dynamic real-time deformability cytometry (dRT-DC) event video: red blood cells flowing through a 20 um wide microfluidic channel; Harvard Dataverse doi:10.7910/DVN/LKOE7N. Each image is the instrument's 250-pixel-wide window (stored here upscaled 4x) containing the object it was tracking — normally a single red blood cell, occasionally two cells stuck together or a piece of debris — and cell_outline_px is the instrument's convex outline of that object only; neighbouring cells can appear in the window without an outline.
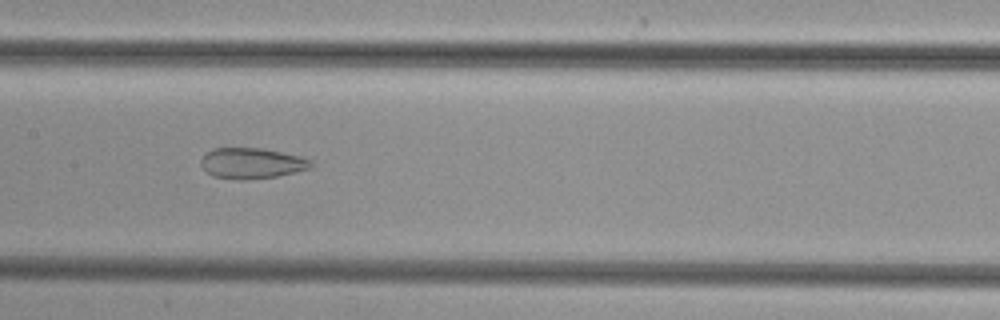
{"species": "common noctule bat (a hibernating species)", "species_latin": "Nyctalus noctula", "temperature_condition": "cold", "stored_images_in_passage": 34, "camera_frame_rate_fps": 3000, "um_per_image_px": 0.085, "animal": {"sex": "female", "body_mass_g": 29.2, "forearm_length_mm": 56.3}, "frame": {"image": 1, "passage_image": 16, "time_ms": 5.0, "image_size_px": [1000, 320], "cell_outline_px": [[316, 164], [312, 168], [296, 172], [276, 176], [248, 180], [236, 180], [212, 176], [200, 164], [200, 160], [212, 148], [264, 148], [304, 156], [312, 160]], "centroid_in_image_um": [21.48, 13.87], "position_along_channel_um": 185.9, "area_um2": 20.11}}
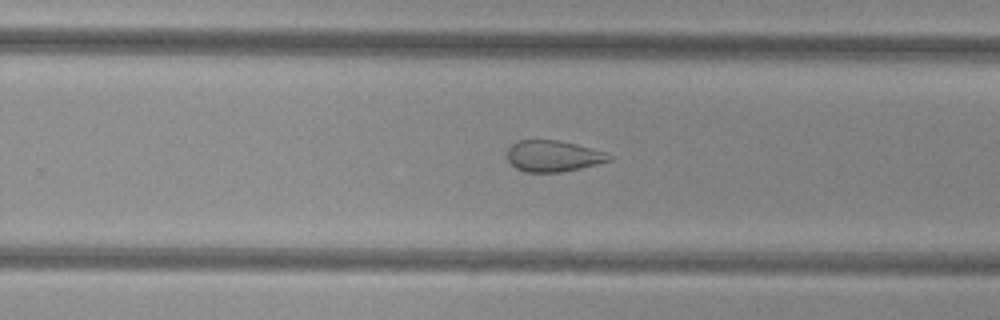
{"frame": {"image": 2, "passage_image": 23, "time_ms": 7.333, "image_size_px": [1000, 320], "cell_outline_px": [[616, 156], [612, 160], [580, 168], [560, 172], [524, 172], [516, 168], [508, 160], [508, 148], [512, 144], [520, 140], [560, 140], [576, 144], [604, 152]], "centroid_in_image_um": [47.04, 13.26], "position_along_channel_um": 282.8, "area_um2": 18.5}}
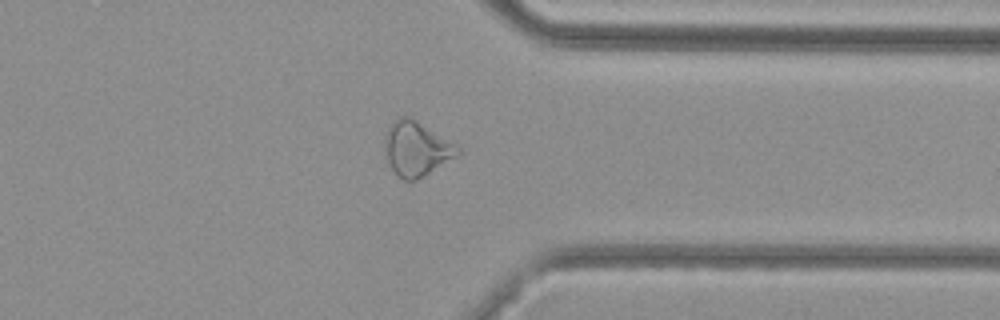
{"frame": {"image": 3, "passage_image": 30, "time_ms": 9.667, "image_size_px": [1000, 320], "cell_outline_px": [[460, 152], [456, 156], [416, 180], [404, 180], [396, 176], [388, 160], [384, 140], [384, 136], [392, 120], [400, 116], [408, 116], [456, 144], [460, 148]], "centroid_in_image_um": [35.37, 12.63], "position_along_channel_um": 376.0, "area_um2": 22.72}}